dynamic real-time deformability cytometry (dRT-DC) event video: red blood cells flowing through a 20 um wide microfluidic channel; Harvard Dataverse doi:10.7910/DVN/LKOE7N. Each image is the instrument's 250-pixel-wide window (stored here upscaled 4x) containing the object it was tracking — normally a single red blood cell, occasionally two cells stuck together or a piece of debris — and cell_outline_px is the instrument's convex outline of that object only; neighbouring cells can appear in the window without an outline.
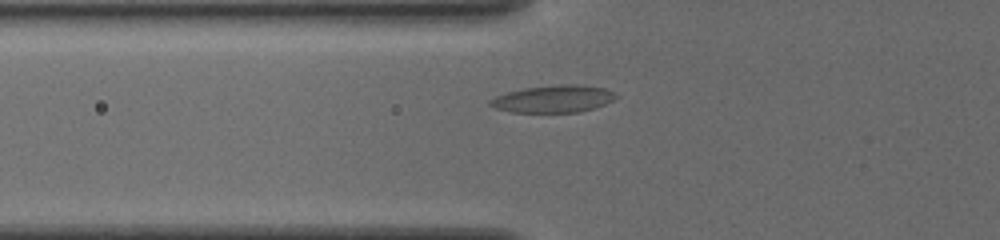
{"species": "common noctule bat (a hibernating species)", "species_latin": "Nyctalus noctula", "temperature_condition": "cold", "stored_images_in_passage": 36, "camera_frame_rate_fps": 3000, "um_per_image_px": 0.085, "animal": {"sex": "female", "body_mass_g": 19.5, "forearm_length_mm": 54.1}, "frame": {"image": 1, "passage_image": 3, "time_ms": 0.667, "image_size_px": [1000, 240], "cell_outline_px": [[620, 96], [604, 104], [580, 112], [512, 112], [496, 108], [488, 104], [488, 100], [496, 96], [508, 92], [524, 88], [560, 84], [580, 84], [604, 88], [616, 92]], "centroid_in_image_um": [47.06, 8.39], "position_along_channel_um": 78.7, "area_um2": 20.0}}
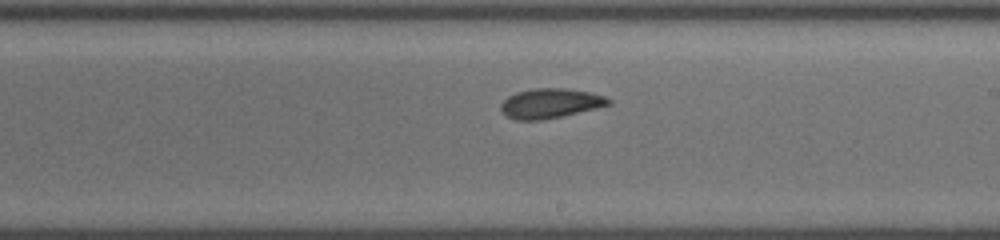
{"frame": {"image": 2, "passage_image": 16, "time_ms": 5.0, "image_size_px": [1000, 240], "cell_outline_px": [[612, 104], [596, 108], [544, 120], [516, 120], [500, 112], [500, 104], [508, 96], [516, 92], [532, 88], [568, 88], [588, 92], [604, 96], [612, 100]], "centroid_in_image_um": [46.75, 8.78], "position_along_channel_um": 242.2, "area_um2": 18.73}}
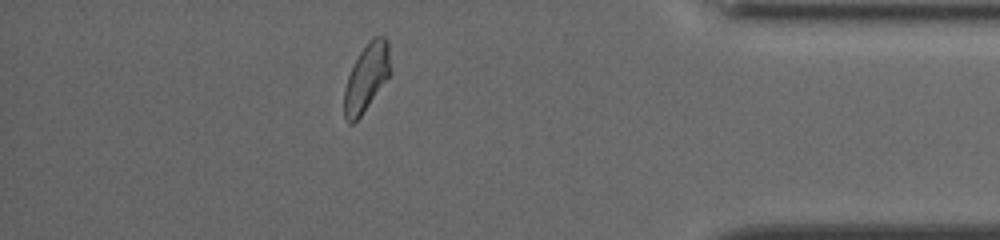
{"frame": {"image": 3, "passage_image": 31, "time_ms": 10.0, "image_size_px": [1000, 240], "cell_outline_px": [[392, 72], [360, 116], [352, 124], [348, 124], [344, 120], [344, 88], [348, 76], [360, 52], [368, 40], [372, 36], [384, 36], [388, 40]], "centroid_in_image_um": [31.16, 6.57], "position_along_channel_um": 404.0, "area_um2": 18.26}}